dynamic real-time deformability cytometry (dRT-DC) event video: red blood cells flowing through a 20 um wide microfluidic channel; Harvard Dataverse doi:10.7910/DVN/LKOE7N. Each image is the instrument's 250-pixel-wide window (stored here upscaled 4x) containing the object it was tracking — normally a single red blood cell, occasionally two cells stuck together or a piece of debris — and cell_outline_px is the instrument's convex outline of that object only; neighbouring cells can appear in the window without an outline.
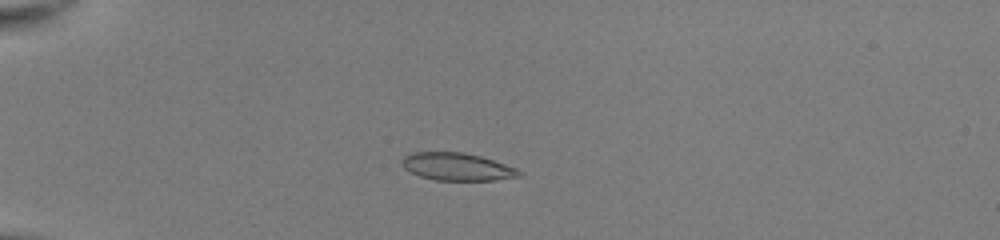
{"species": "common noctule bat (a hibernating species)", "species_latin": "Nyctalus noctula", "temperature_condition": "room temperature", "stored_images_in_passage": 51, "camera_frame_rate_fps": 3000, "um_per_image_px": 0.085, "animal": {"sex": "female", "body_mass_g": 22.0, "forearm_length_mm": 56.7}, "frame": {"image": 1, "passage_image": 15, "time_ms": 4.667, "image_size_px": [1000, 240], "cell_outline_px": [[524, 176], [496, 180], [436, 180], [420, 176], [404, 168], [400, 160], [404, 156], [412, 152], [464, 152], [480, 156], [516, 168], [524, 172]], "centroid_in_image_um": [38.88, 14.17], "position_along_channel_um": 46.1, "area_um2": 18.9}}
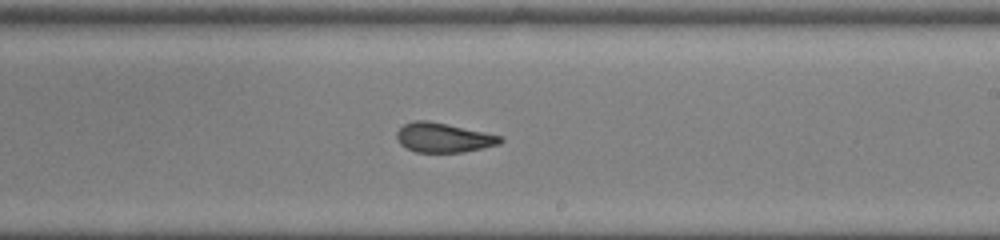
{"frame": {"image": 2, "passage_image": 33, "time_ms": 10.667, "image_size_px": [1000, 240], "cell_outline_px": [[504, 140], [500, 144], [464, 152], [416, 152], [400, 144], [396, 136], [396, 132], [404, 124], [416, 120], [428, 120], [504, 136]], "centroid_in_image_um": [37.72, 11.69], "position_along_channel_um": 251.3, "area_um2": 17.8}}
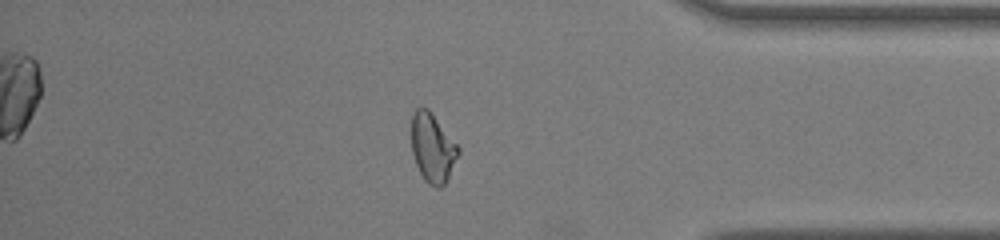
{"frame": {"image": 3, "passage_image": 45, "time_ms": 14.667, "image_size_px": [1000, 240], "cell_outline_px": [[460, 152], [444, 184], [440, 188], [436, 188], [428, 184], [424, 180], [416, 164], [412, 152], [412, 116], [416, 108], [420, 104], [428, 108], [432, 112], [460, 148]], "centroid_in_image_um": [36.76, 12.53], "position_along_channel_um": 398.4, "area_um2": 18.84}, "authors_computed_cell_mechanics": {"area_um2": 19.074, "velocity_mm_per_s": 4.0711, "shape_relaxation_time_tau1_ms": null, "shape_relaxation_time_tau2_ms": 1.1916, "deformation_change_tau1": null, "deformation_change_tau2": 0.0741}}